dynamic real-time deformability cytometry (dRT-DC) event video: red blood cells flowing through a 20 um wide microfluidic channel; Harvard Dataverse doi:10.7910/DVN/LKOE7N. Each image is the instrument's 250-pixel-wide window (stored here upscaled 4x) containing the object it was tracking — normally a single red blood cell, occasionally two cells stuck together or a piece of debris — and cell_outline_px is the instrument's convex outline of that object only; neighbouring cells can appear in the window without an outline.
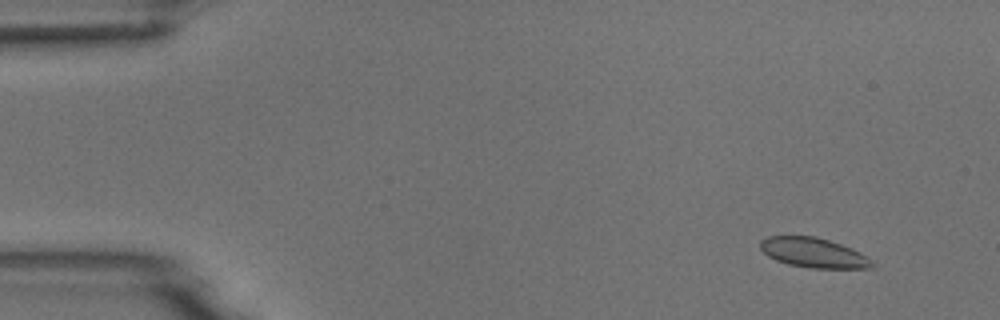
{"species": "common noctule bat (a hibernating species)", "species_latin": "Nyctalus noctula", "temperature_condition": "room temperature", "stored_images_in_passage": 6, "camera_frame_rate_fps": 3000, "um_per_image_px": 0.085, "animal": {"sex": "male", "body_mass_g": 18.8}, "frame": {"image": 1, "passage_image": 2, "time_ms": 1.333, "image_size_px": [1000, 320], "cell_outline_px": [[876, 264], [872, 268], [808, 268], [788, 264], [776, 260], [768, 256], [760, 248], [760, 240], [768, 236], [816, 236], [852, 248], [860, 252], [872, 260]], "centroid_in_image_um": [69.16, 21.48], "position_along_channel_um": 15.8, "area_um2": 19.48}}
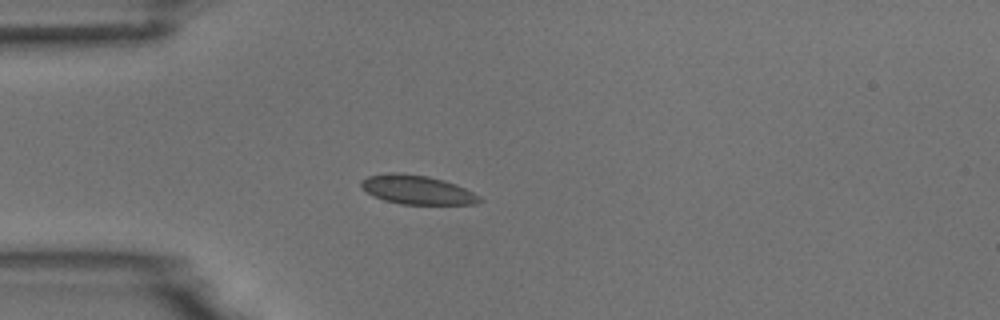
{"frame": {"image": 2, "passage_image": 5, "time_ms": 4.667, "image_size_px": [1000, 320], "cell_outline_px": [[484, 200], [476, 204], [400, 204], [384, 200], [372, 196], [360, 184], [360, 180], [368, 176], [392, 172], [396, 172], [428, 176], [444, 180], [456, 184], [480, 196]], "centroid_in_image_um": [35.46, 16.13], "position_along_channel_um": 49.5, "area_um2": 20.0}}